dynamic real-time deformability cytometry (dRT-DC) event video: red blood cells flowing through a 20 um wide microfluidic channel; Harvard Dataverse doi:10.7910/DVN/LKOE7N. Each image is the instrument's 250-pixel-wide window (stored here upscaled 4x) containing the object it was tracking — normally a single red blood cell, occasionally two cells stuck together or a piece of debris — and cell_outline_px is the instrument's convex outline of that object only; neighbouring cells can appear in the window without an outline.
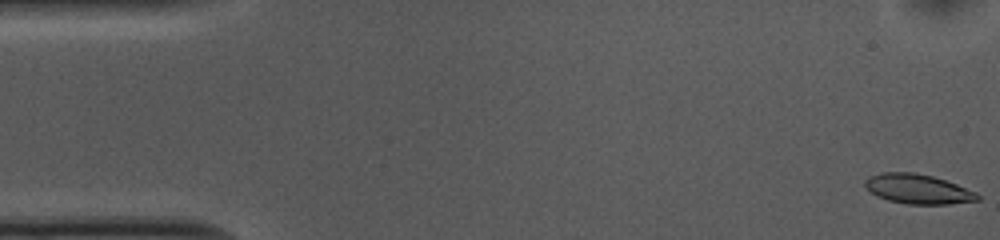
{"species": "common noctule bat (a hibernating species)", "species_latin": "Nyctalus noctula", "temperature_condition": "cold", "stored_images_in_passage": 53, "camera_frame_rate_fps": 3000, "um_per_image_px": 0.085, "animal": {"sex": "female", "body_mass_g": 10.0, "forearm_length_mm": 53.1}, "frame": {"image": 1, "passage_image": 1, "time_ms": 0.0, "image_size_px": [1000, 240], "cell_outline_px": [[980, 200], [948, 204], [908, 204], [888, 200], [876, 196], [864, 188], [864, 180], [872, 176], [884, 172], [916, 172], [932, 176], [956, 184], [976, 192], [980, 196]], "centroid_in_image_um": [78.0, 16.07], "position_along_channel_um": 7.0, "area_um2": 19.42}}
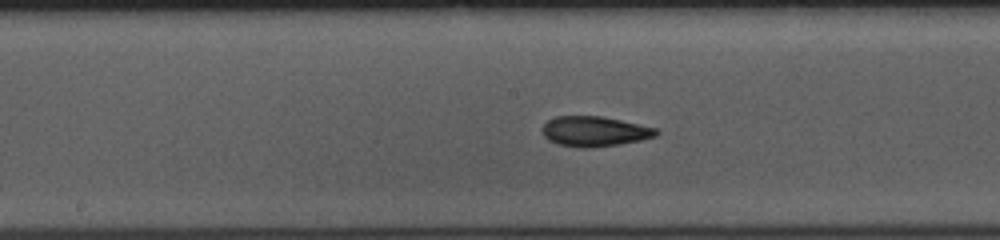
{"frame": {"image": 2, "passage_image": 26, "time_ms": 8.333, "image_size_px": [1000, 240], "cell_outline_px": [[660, 132], [656, 136], [640, 140], [616, 144], [588, 148], [580, 148], [560, 144], [548, 140], [544, 136], [544, 124], [548, 120], [556, 116], [600, 116], [620, 120], [656, 128]], "centroid_in_image_um": [50.54, 11.16], "position_along_channel_um": 197.7, "area_um2": 19.65}}
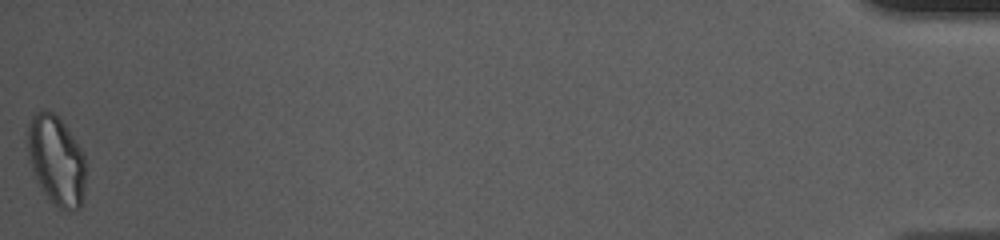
{"frame": {"image": 3, "passage_image": 53, "time_ms": 17.333, "image_size_px": [1000, 240], "cell_outline_px": [[84, 196], [80, 208], [68, 212], [64, 212], [48, 200], [32, 168], [28, 152], [28, 124], [32, 116], [36, 112], [44, 108], [56, 112], [84, 152]], "centroid_in_image_um": [4.8, 13.62], "position_along_channel_um": 430.4, "area_um2": 30.52}, "authors_computed_cell_mechanics": {"area_um2": 20.0566, "velocity_mm_per_s": 3.7188, "shape_relaxation_time_tau1_ms": 8.0918, "shape_relaxation_time_tau2_ms": 2.886, "deformation_change_tau1": 0.1858, "deformation_change_tau2": 0.0876}}